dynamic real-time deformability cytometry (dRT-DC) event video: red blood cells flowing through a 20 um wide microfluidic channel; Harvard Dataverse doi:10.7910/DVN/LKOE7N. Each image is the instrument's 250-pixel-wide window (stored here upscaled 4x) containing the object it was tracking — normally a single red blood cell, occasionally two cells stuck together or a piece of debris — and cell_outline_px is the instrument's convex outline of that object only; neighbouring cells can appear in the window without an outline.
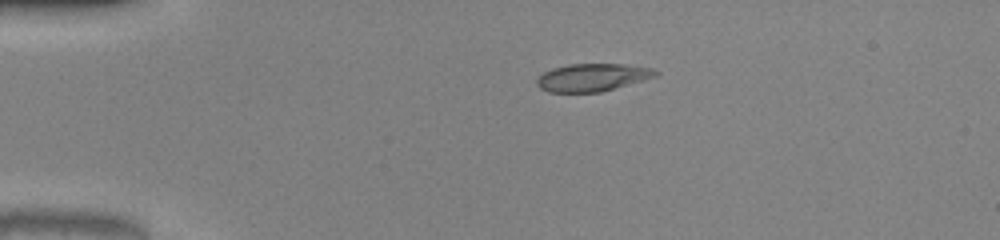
{"species": "common noctule bat (a hibernating species)", "species_latin": "Nyctalus noctula", "temperature_condition": "warm", "stored_images_in_passage": 41, "camera_frame_rate_fps": 3000, "um_per_image_px": 0.085, "animal": {"sex": "male", "body_mass_g": 20.0, "forearm_length_mm": 53.3}, "frame": {"image": 1, "passage_image": 1, "time_ms": 0.0, "image_size_px": [1000, 240], "cell_outline_px": [[660, 72], [656, 76], [644, 80], [600, 92], [548, 92], [540, 88], [536, 84], [536, 80], [544, 72], [552, 68], [568, 64], [624, 64], [652, 68]], "centroid_in_image_um": [50.35, 6.57], "position_along_channel_um": 34.7, "area_um2": 19.13}}
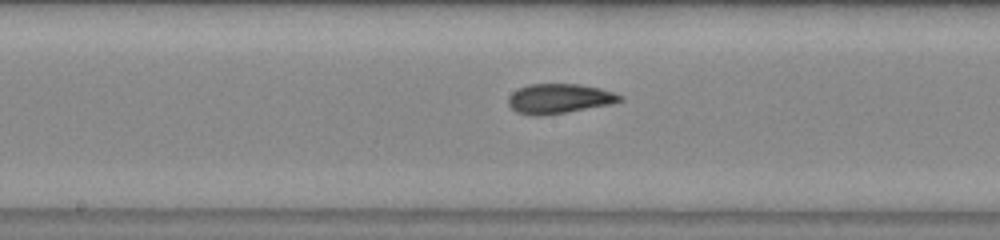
{"frame": {"image": 2, "passage_image": 17, "time_ms": 5.333, "image_size_px": [1000, 240], "cell_outline_px": [[624, 100], [612, 104], [540, 116], [532, 116], [516, 112], [508, 104], [508, 96], [512, 92], [528, 84], [580, 84], [600, 88], [624, 96]], "centroid_in_image_um": [47.53, 8.38], "position_along_channel_um": 200.7, "area_um2": 19.36}}
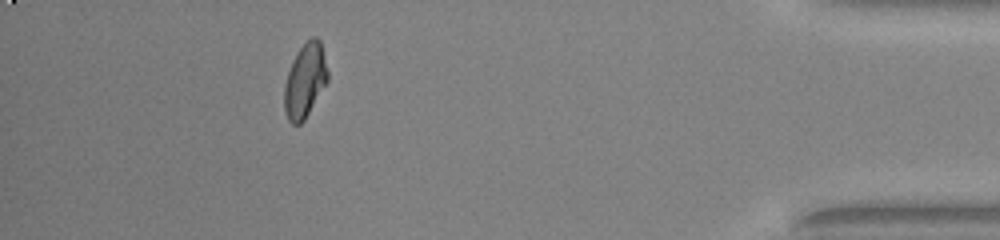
{"frame": {"image": 3, "passage_image": 36, "time_ms": 11.667, "image_size_px": [1000, 240], "cell_outline_px": [[328, 80], [304, 120], [300, 124], [292, 124], [288, 120], [284, 112], [284, 84], [292, 60], [296, 52], [312, 36], [316, 36], [320, 40], [328, 72]], "centroid_in_image_um": [25.91, 6.85], "position_along_channel_um": 409.3, "area_um2": 18.67}, "authors_computed_cell_mechanics": {"area_um2": 19.1318, "velocity_mm_per_s": 4.0806, "shape_relaxation_time_tau1_ms": null, "shape_relaxation_time_tau2_ms": 0.8674, "deformation_change_tau1": null, "deformation_change_tau2": 0.0496}}